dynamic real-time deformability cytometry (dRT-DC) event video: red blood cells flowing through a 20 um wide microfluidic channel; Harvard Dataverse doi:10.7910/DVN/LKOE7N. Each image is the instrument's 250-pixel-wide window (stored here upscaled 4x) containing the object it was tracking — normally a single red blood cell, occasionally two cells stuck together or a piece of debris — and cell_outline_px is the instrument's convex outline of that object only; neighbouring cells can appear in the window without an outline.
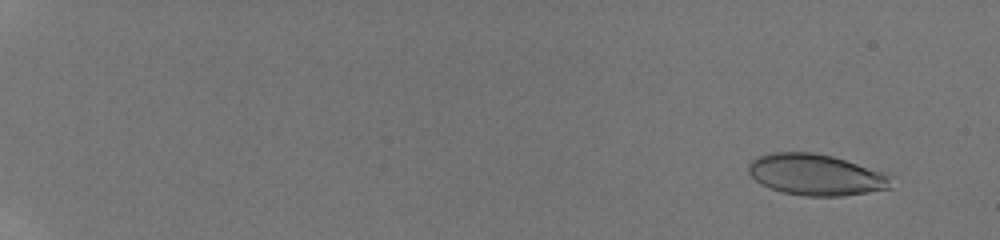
{"species": "human", "species_latin": "Homo sapiens", "temperature_condition": "room temperature", "stored_images_in_passage": 29, "camera_frame_rate_fps": 3000, "um_per_image_px": 0.085, "donor": {"sex": "male"}, "frame": {"image": 1, "passage_image": 1, "time_ms": 0.0, "image_size_px": [1000, 240], "cell_outline_px": [[896, 176], [892, 188], [844, 196], [804, 196], [784, 192], [772, 188], [756, 180], [748, 172], [748, 164], [752, 160], [760, 156], [772, 152], [812, 152], [832, 156]], "centroid_in_image_um": [69.43, 14.86], "position_along_channel_um": 15.6, "area_um2": 34.33}}
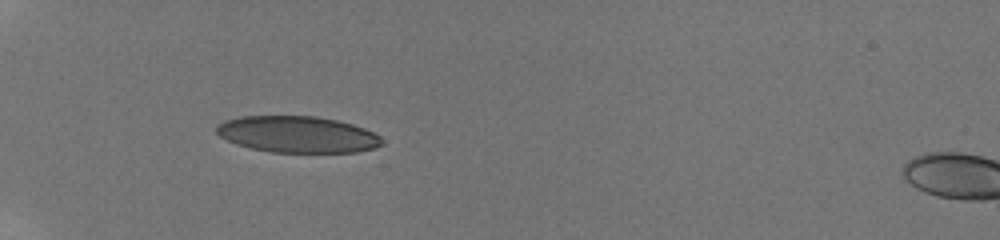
{"frame": {"image": 2, "passage_image": 18, "time_ms": 5.667, "image_size_px": [1000, 240], "cell_outline_px": [[384, 144], [372, 148], [356, 152], [268, 152], [236, 144], [220, 136], [216, 132], [216, 124], [224, 120], [240, 116], [316, 116], [336, 120], [352, 124], [364, 128], [380, 136], [384, 140]], "centroid_in_image_um": [25.27, 11.42], "position_along_channel_um": 59.7, "area_um2": 35.2}}
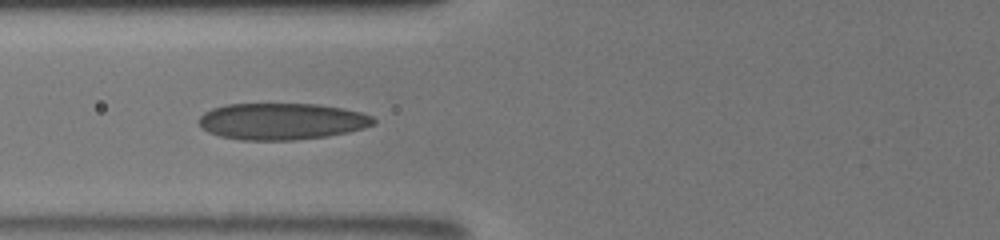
{"frame": {"image": 3, "passage_image": 28, "time_ms": 7.333, "image_size_px": [1000, 240], "cell_outline_px": [[376, 124], [364, 128], [348, 132], [328, 136], [292, 140], [240, 140], [220, 136], [208, 132], [200, 128], [196, 120], [204, 112], [212, 108], [228, 104], [320, 104], [360, 112], [372, 116], [376, 120]], "centroid_in_image_um": [23.91, 10.32], "position_along_channel_um": 101.9, "area_um2": 37.51}}